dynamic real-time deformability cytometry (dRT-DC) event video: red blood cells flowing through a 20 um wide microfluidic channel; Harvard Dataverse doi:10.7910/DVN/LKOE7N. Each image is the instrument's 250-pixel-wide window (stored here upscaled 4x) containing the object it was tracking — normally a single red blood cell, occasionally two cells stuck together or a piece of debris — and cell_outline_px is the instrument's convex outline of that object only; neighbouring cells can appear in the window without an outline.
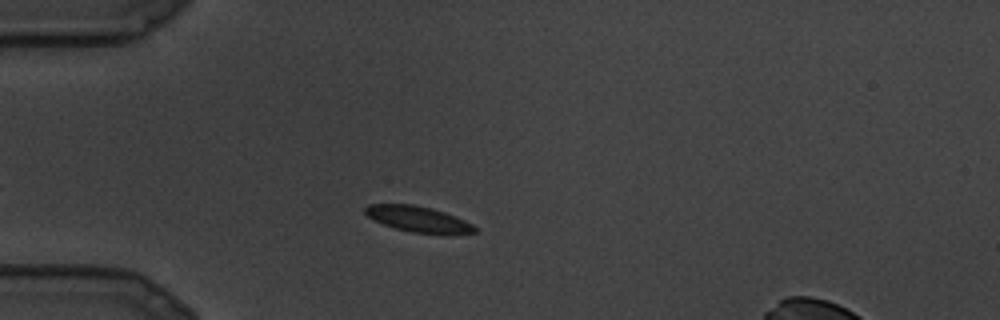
{"species": "common noctule bat (a hibernating species)", "species_latin": "Nyctalus noctula", "temperature_condition": "cold", "stored_images_in_passage": 4, "camera_frame_rate_fps": 3000, "um_per_image_px": 0.085, "animal": {"sex": "male", "body_mass_g": 19.5, "forearm_length_mm": 54.6}, "frame": {"image": 1, "passage_image": 3, "time_ms": 0.667, "image_size_px": [1000, 320], "cell_outline_px": [[476, 232], [444, 236], [412, 232], [396, 228], [384, 224], [368, 216], [364, 212], [364, 208], [368, 204], [412, 204], [432, 208], [456, 216], [472, 224], [476, 228]], "centroid_in_image_um": [35.61, 18.65], "position_along_channel_um": 49.4, "area_um2": 16.7}}